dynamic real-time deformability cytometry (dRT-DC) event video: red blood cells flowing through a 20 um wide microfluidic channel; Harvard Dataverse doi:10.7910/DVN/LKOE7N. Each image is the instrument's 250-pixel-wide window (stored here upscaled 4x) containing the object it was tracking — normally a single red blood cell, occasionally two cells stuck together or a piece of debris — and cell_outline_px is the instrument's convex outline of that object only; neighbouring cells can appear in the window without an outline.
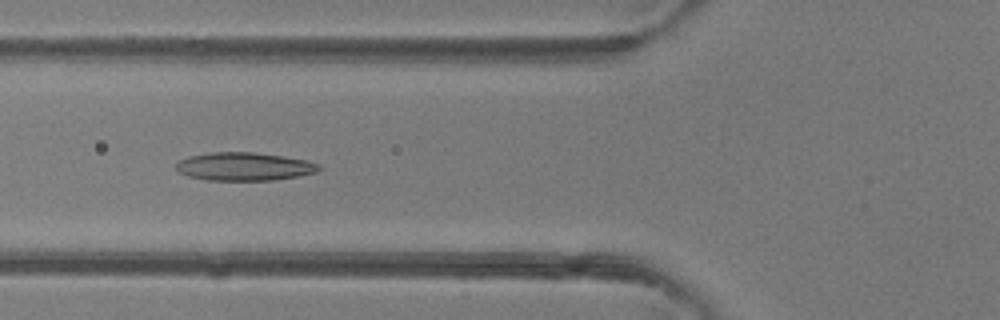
{"species": "common noctule bat (a hibernating species)", "species_latin": "Nyctalus noctula", "temperature_condition": "room temperature", "stored_images_in_passage": 28, "camera_frame_rate_fps": 3000, "um_per_image_px": 0.085, "animal": {"sex": "female"}, "frame": {"image": 1, "passage_image": 5, "time_ms": 1.333, "image_size_px": [1000, 320], "cell_outline_px": [[324, 168], [316, 172], [276, 180], [208, 180], [188, 176], [180, 172], [176, 168], [176, 164], [180, 160], [188, 156], [212, 152], [252, 152], [284, 156], [308, 160], [320, 164]], "centroid_in_image_um": [20.8, 14.15], "position_along_channel_um": 105.0, "area_um2": 23.52}}
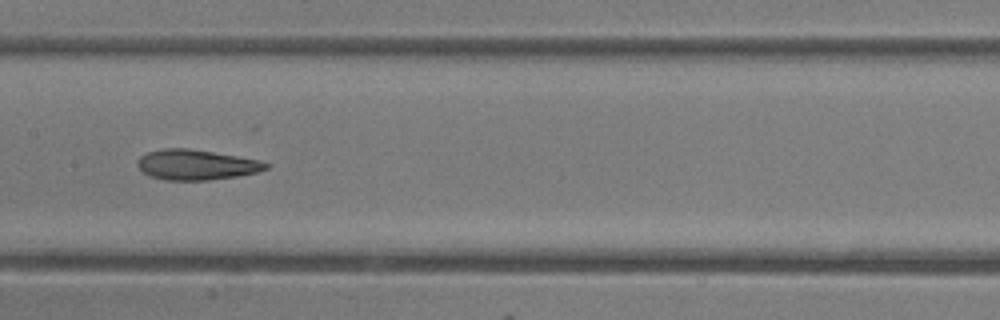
{"frame": {"image": 2, "passage_image": 11, "time_ms": 3.333, "image_size_px": [1000, 320], "cell_outline_px": [[272, 164], [268, 168], [256, 172], [236, 176], [208, 180], [164, 180], [148, 176], [140, 168], [140, 156], [148, 152], [164, 148], [188, 148], [260, 160]], "centroid_in_image_um": [16.71, 14.01], "position_along_channel_um": 190.7, "area_um2": 22.37}}
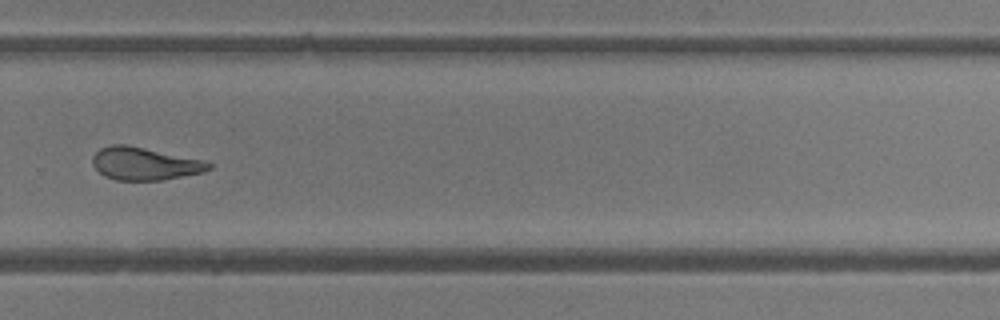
{"frame": {"image": 3, "passage_image": 20, "time_ms": 6.333, "image_size_px": [1000, 320], "cell_outline_px": [[212, 168], [204, 172], [164, 180], [116, 180], [104, 176], [92, 164], [92, 156], [100, 148], [112, 144], [124, 144], [204, 160], [212, 164]], "centroid_in_image_um": [12.3, 13.92], "position_along_channel_um": 317.5, "area_um2": 22.14}, "authors_computed_cell_mechanics": {"area_um2": 22.4842, "velocity_mm_per_s": 4.2521, "shape_relaxation_time_tau1_ms": null, "shape_relaxation_time_tau2_ms": 3.132, "deformation_change_tau1": null, "deformation_change_tau2": 0.1136}}